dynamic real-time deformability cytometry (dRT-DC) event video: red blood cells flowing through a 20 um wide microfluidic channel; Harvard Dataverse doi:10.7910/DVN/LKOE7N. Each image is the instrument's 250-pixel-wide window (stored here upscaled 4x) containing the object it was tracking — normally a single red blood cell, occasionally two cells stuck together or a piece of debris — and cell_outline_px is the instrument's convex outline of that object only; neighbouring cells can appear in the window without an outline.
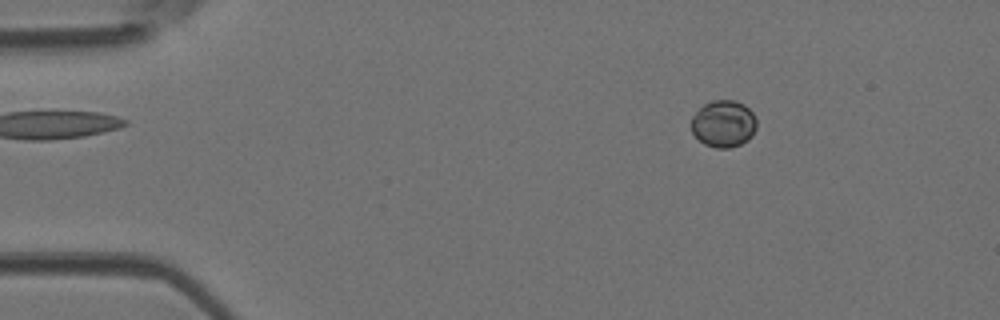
{"species": "Egyptian fruit bat (a non-hibernating species)", "species_latin": "Rousettus aegyptiacus", "temperature_condition": "room temperature", "stored_images_in_passage": 46, "camera_frame_rate_fps": 3000, "um_per_image_px": 0.085, "animal": {"sex": "female"}, "frame": {"image": 1, "passage_image": 8, "time_ms": 2.333, "image_size_px": [1000, 320], "cell_outline_px": [[756, 128], [752, 136], [748, 140], [740, 144], [728, 148], [716, 148], [704, 144], [692, 132], [692, 116], [704, 104], [712, 100], [736, 100], [744, 104], [752, 112], [756, 120]], "centroid_in_image_um": [61.51, 10.51], "position_along_channel_um": 23.5, "area_um2": 17.86}}
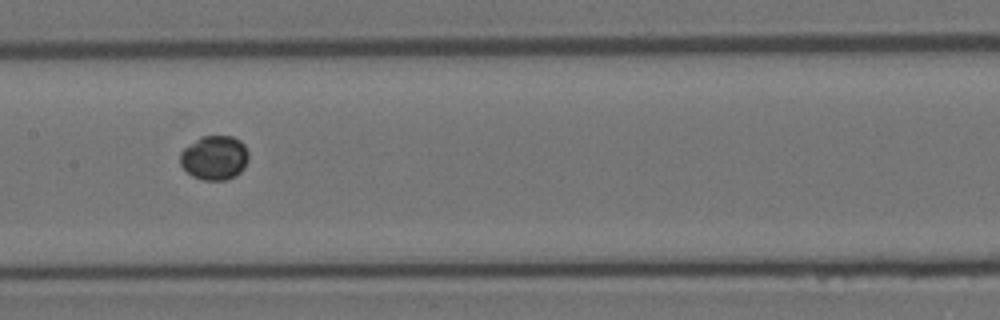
{"frame": {"image": 2, "passage_image": 24, "time_ms": 7.667, "image_size_px": [1000, 320], "cell_outline_px": [[248, 160], [244, 168], [236, 176], [224, 180], [200, 180], [192, 176], [180, 164], [180, 152], [184, 148], [200, 136], [232, 136], [240, 140], [244, 144], [248, 152]], "centroid_in_image_um": [18.23, 13.41], "position_along_channel_um": 189.2, "area_um2": 17.8}}
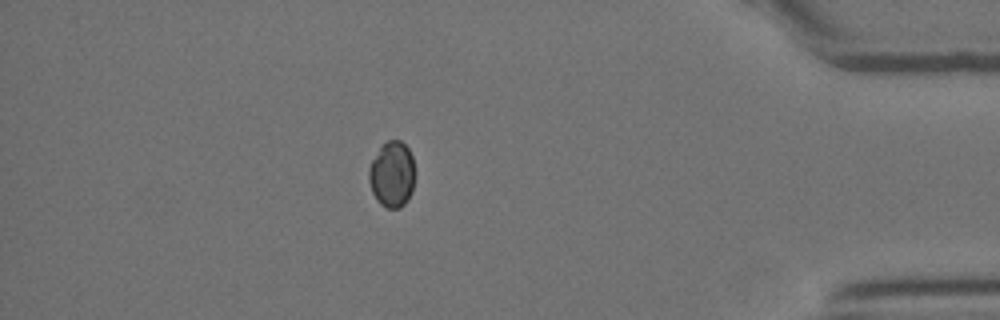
{"frame": {"image": 3, "passage_image": 41, "time_ms": 13.333, "image_size_px": [1000, 320], "cell_outline_px": [[412, 192], [408, 200], [400, 208], [388, 208], [380, 204], [376, 200], [372, 192], [368, 180], [368, 168], [372, 160], [380, 148], [388, 140], [400, 140], [408, 148], [412, 156]], "centroid_in_image_um": [33.29, 14.84], "position_along_channel_um": 401.9, "area_um2": 17.46}}